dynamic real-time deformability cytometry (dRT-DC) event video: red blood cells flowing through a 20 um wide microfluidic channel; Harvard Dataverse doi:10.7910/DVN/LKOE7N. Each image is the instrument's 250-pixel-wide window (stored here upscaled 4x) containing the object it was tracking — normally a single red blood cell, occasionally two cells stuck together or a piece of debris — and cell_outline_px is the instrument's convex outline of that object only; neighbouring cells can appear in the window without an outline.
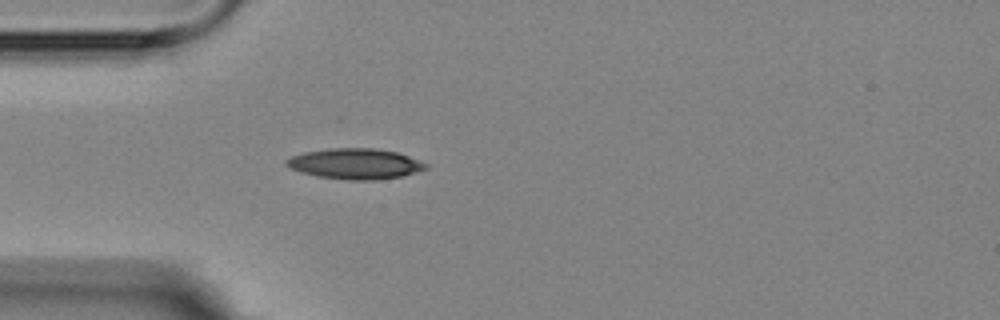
{"species": "Egyptian fruit bat (a non-hibernating species)", "species_latin": "Rousettus aegyptiacus", "temperature_condition": "room temperature", "stored_images_in_passage": 1, "camera_frame_rate_fps": 3000, "um_per_image_px": 0.085, "animal": {"sex": "female"}, "frame": {"image": 1, "passage_image": 1, "time_ms": 0.0, "image_size_px": [1000, 320], "cell_outline_px": [[428, 168], [400, 176], [372, 180], [348, 180], [316, 176], [300, 172], [284, 164], [284, 160], [292, 156], [304, 152], [328, 148], [376, 148], [396, 152], [408, 156], [428, 164]], "centroid_in_image_um": [30.15, 13.91], "position_along_channel_um": 54.9, "area_um2": 24.74}}